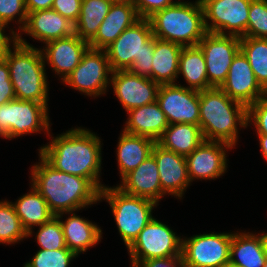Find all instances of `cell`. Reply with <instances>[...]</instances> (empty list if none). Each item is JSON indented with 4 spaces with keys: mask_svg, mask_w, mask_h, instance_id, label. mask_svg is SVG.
I'll list each match as a JSON object with an SVG mask.
<instances>
[{
    "mask_svg": "<svg viewBox=\"0 0 267 267\" xmlns=\"http://www.w3.org/2000/svg\"><path fill=\"white\" fill-rule=\"evenodd\" d=\"M50 136L52 142L40 147L39 154L56 170L87 178L101 191V139L82 127Z\"/></svg>",
    "mask_w": 267,
    "mask_h": 267,
    "instance_id": "obj_1",
    "label": "cell"
},
{
    "mask_svg": "<svg viewBox=\"0 0 267 267\" xmlns=\"http://www.w3.org/2000/svg\"><path fill=\"white\" fill-rule=\"evenodd\" d=\"M39 158L40 162L31 168V184L55 216L79 211L100 201V190L89 179L58 171L40 154Z\"/></svg>",
    "mask_w": 267,
    "mask_h": 267,
    "instance_id": "obj_2",
    "label": "cell"
},
{
    "mask_svg": "<svg viewBox=\"0 0 267 267\" xmlns=\"http://www.w3.org/2000/svg\"><path fill=\"white\" fill-rule=\"evenodd\" d=\"M200 120L204 140L236 146L239 127L247 128V107L228 97L220 88L199 91Z\"/></svg>",
    "mask_w": 267,
    "mask_h": 267,
    "instance_id": "obj_3",
    "label": "cell"
},
{
    "mask_svg": "<svg viewBox=\"0 0 267 267\" xmlns=\"http://www.w3.org/2000/svg\"><path fill=\"white\" fill-rule=\"evenodd\" d=\"M12 47L3 57L9 66L16 99L48 104L49 85L41 48L27 43L19 32Z\"/></svg>",
    "mask_w": 267,
    "mask_h": 267,
    "instance_id": "obj_4",
    "label": "cell"
},
{
    "mask_svg": "<svg viewBox=\"0 0 267 267\" xmlns=\"http://www.w3.org/2000/svg\"><path fill=\"white\" fill-rule=\"evenodd\" d=\"M148 19L154 37L183 47L197 46L207 33L200 0L195 3L176 1Z\"/></svg>",
    "mask_w": 267,
    "mask_h": 267,
    "instance_id": "obj_5",
    "label": "cell"
},
{
    "mask_svg": "<svg viewBox=\"0 0 267 267\" xmlns=\"http://www.w3.org/2000/svg\"><path fill=\"white\" fill-rule=\"evenodd\" d=\"M155 37L149 19L141 18L123 33L105 51L112 71L129 70L151 79Z\"/></svg>",
    "mask_w": 267,
    "mask_h": 267,
    "instance_id": "obj_6",
    "label": "cell"
},
{
    "mask_svg": "<svg viewBox=\"0 0 267 267\" xmlns=\"http://www.w3.org/2000/svg\"><path fill=\"white\" fill-rule=\"evenodd\" d=\"M102 199L112 208L117 229L127 248L153 218V208L158 205L150 199L126 194L117 186H105L100 191V201Z\"/></svg>",
    "mask_w": 267,
    "mask_h": 267,
    "instance_id": "obj_7",
    "label": "cell"
},
{
    "mask_svg": "<svg viewBox=\"0 0 267 267\" xmlns=\"http://www.w3.org/2000/svg\"><path fill=\"white\" fill-rule=\"evenodd\" d=\"M47 105L19 99L0 105V136L12 139L41 130L49 134Z\"/></svg>",
    "mask_w": 267,
    "mask_h": 267,
    "instance_id": "obj_8",
    "label": "cell"
},
{
    "mask_svg": "<svg viewBox=\"0 0 267 267\" xmlns=\"http://www.w3.org/2000/svg\"><path fill=\"white\" fill-rule=\"evenodd\" d=\"M154 217L127 248L132 267L152 258L181 256L182 238Z\"/></svg>",
    "mask_w": 267,
    "mask_h": 267,
    "instance_id": "obj_9",
    "label": "cell"
},
{
    "mask_svg": "<svg viewBox=\"0 0 267 267\" xmlns=\"http://www.w3.org/2000/svg\"><path fill=\"white\" fill-rule=\"evenodd\" d=\"M233 233H204L182 238L181 257L188 267H223L230 261Z\"/></svg>",
    "mask_w": 267,
    "mask_h": 267,
    "instance_id": "obj_10",
    "label": "cell"
},
{
    "mask_svg": "<svg viewBox=\"0 0 267 267\" xmlns=\"http://www.w3.org/2000/svg\"><path fill=\"white\" fill-rule=\"evenodd\" d=\"M112 70L105 50L88 48L64 84L90 97L105 94Z\"/></svg>",
    "mask_w": 267,
    "mask_h": 267,
    "instance_id": "obj_11",
    "label": "cell"
},
{
    "mask_svg": "<svg viewBox=\"0 0 267 267\" xmlns=\"http://www.w3.org/2000/svg\"><path fill=\"white\" fill-rule=\"evenodd\" d=\"M200 1L204 11V24L207 32L237 37H242L245 34L251 0ZM209 20H211L210 23Z\"/></svg>",
    "mask_w": 267,
    "mask_h": 267,
    "instance_id": "obj_12",
    "label": "cell"
},
{
    "mask_svg": "<svg viewBox=\"0 0 267 267\" xmlns=\"http://www.w3.org/2000/svg\"><path fill=\"white\" fill-rule=\"evenodd\" d=\"M198 46L205 58L209 85L220 88L226 80L233 58L240 51V37L207 32Z\"/></svg>",
    "mask_w": 267,
    "mask_h": 267,
    "instance_id": "obj_13",
    "label": "cell"
},
{
    "mask_svg": "<svg viewBox=\"0 0 267 267\" xmlns=\"http://www.w3.org/2000/svg\"><path fill=\"white\" fill-rule=\"evenodd\" d=\"M156 101L170 124L199 125V91L181 84L159 85Z\"/></svg>",
    "mask_w": 267,
    "mask_h": 267,
    "instance_id": "obj_14",
    "label": "cell"
},
{
    "mask_svg": "<svg viewBox=\"0 0 267 267\" xmlns=\"http://www.w3.org/2000/svg\"><path fill=\"white\" fill-rule=\"evenodd\" d=\"M110 76V86L126 112L156 101L159 84L152 79L129 70L112 71Z\"/></svg>",
    "mask_w": 267,
    "mask_h": 267,
    "instance_id": "obj_15",
    "label": "cell"
},
{
    "mask_svg": "<svg viewBox=\"0 0 267 267\" xmlns=\"http://www.w3.org/2000/svg\"><path fill=\"white\" fill-rule=\"evenodd\" d=\"M220 89L247 108L267 96V91L257 81L247 58L241 51L233 58L226 80Z\"/></svg>",
    "mask_w": 267,
    "mask_h": 267,
    "instance_id": "obj_16",
    "label": "cell"
},
{
    "mask_svg": "<svg viewBox=\"0 0 267 267\" xmlns=\"http://www.w3.org/2000/svg\"><path fill=\"white\" fill-rule=\"evenodd\" d=\"M233 147L221 141H204L191 154L186 156L190 181L196 179L214 180L227 170V149Z\"/></svg>",
    "mask_w": 267,
    "mask_h": 267,
    "instance_id": "obj_17",
    "label": "cell"
},
{
    "mask_svg": "<svg viewBox=\"0 0 267 267\" xmlns=\"http://www.w3.org/2000/svg\"><path fill=\"white\" fill-rule=\"evenodd\" d=\"M151 154L156 160L163 193L182 198L184 191L191 184L186 157L163 148L157 142Z\"/></svg>",
    "mask_w": 267,
    "mask_h": 267,
    "instance_id": "obj_18",
    "label": "cell"
},
{
    "mask_svg": "<svg viewBox=\"0 0 267 267\" xmlns=\"http://www.w3.org/2000/svg\"><path fill=\"white\" fill-rule=\"evenodd\" d=\"M41 51L45 63L56 75H61L62 82L81 62L83 54L89 48V43L79 38L75 33L57 40L50 41Z\"/></svg>",
    "mask_w": 267,
    "mask_h": 267,
    "instance_id": "obj_19",
    "label": "cell"
},
{
    "mask_svg": "<svg viewBox=\"0 0 267 267\" xmlns=\"http://www.w3.org/2000/svg\"><path fill=\"white\" fill-rule=\"evenodd\" d=\"M20 31L46 44L74 34L75 24L55 10L47 9L28 13Z\"/></svg>",
    "mask_w": 267,
    "mask_h": 267,
    "instance_id": "obj_20",
    "label": "cell"
},
{
    "mask_svg": "<svg viewBox=\"0 0 267 267\" xmlns=\"http://www.w3.org/2000/svg\"><path fill=\"white\" fill-rule=\"evenodd\" d=\"M140 19L136 7L131 2H114L96 36L89 42V47L105 50L125 29L133 26Z\"/></svg>",
    "mask_w": 267,
    "mask_h": 267,
    "instance_id": "obj_21",
    "label": "cell"
},
{
    "mask_svg": "<svg viewBox=\"0 0 267 267\" xmlns=\"http://www.w3.org/2000/svg\"><path fill=\"white\" fill-rule=\"evenodd\" d=\"M117 185L124 193L150 199L158 204L165 196L161 189L159 170L151 154L136 169L128 173Z\"/></svg>",
    "mask_w": 267,
    "mask_h": 267,
    "instance_id": "obj_22",
    "label": "cell"
},
{
    "mask_svg": "<svg viewBox=\"0 0 267 267\" xmlns=\"http://www.w3.org/2000/svg\"><path fill=\"white\" fill-rule=\"evenodd\" d=\"M262 233H233L229 263L237 267H263L267 258V233Z\"/></svg>",
    "mask_w": 267,
    "mask_h": 267,
    "instance_id": "obj_23",
    "label": "cell"
},
{
    "mask_svg": "<svg viewBox=\"0 0 267 267\" xmlns=\"http://www.w3.org/2000/svg\"><path fill=\"white\" fill-rule=\"evenodd\" d=\"M128 113L123 131L133 135L145 136L157 142L163 135L169 123L157 101Z\"/></svg>",
    "mask_w": 267,
    "mask_h": 267,
    "instance_id": "obj_24",
    "label": "cell"
},
{
    "mask_svg": "<svg viewBox=\"0 0 267 267\" xmlns=\"http://www.w3.org/2000/svg\"><path fill=\"white\" fill-rule=\"evenodd\" d=\"M74 212H63L56 216L61 222L66 247L78 256L101 241L102 230L98 225L77 216ZM66 213L70 216L62 221L61 218Z\"/></svg>",
    "mask_w": 267,
    "mask_h": 267,
    "instance_id": "obj_25",
    "label": "cell"
},
{
    "mask_svg": "<svg viewBox=\"0 0 267 267\" xmlns=\"http://www.w3.org/2000/svg\"><path fill=\"white\" fill-rule=\"evenodd\" d=\"M155 143L148 137L133 135L122 130L116 150L121 180L151 155Z\"/></svg>",
    "mask_w": 267,
    "mask_h": 267,
    "instance_id": "obj_26",
    "label": "cell"
},
{
    "mask_svg": "<svg viewBox=\"0 0 267 267\" xmlns=\"http://www.w3.org/2000/svg\"><path fill=\"white\" fill-rule=\"evenodd\" d=\"M183 46L157 39L153 52L151 79L161 84H175L178 78L179 56Z\"/></svg>",
    "mask_w": 267,
    "mask_h": 267,
    "instance_id": "obj_27",
    "label": "cell"
},
{
    "mask_svg": "<svg viewBox=\"0 0 267 267\" xmlns=\"http://www.w3.org/2000/svg\"><path fill=\"white\" fill-rule=\"evenodd\" d=\"M12 204L28 237L33 233V226H41L55 216L50 211L46 200L32 184L30 192L22 195Z\"/></svg>",
    "mask_w": 267,
    "mask_h": 267,
    "instance_id": "obj_28",
    "label": "cell"
},
{
    "mask_svg": "<svg viewBox=\"0 0 267 267\" xmlns=\"http://www.w3.org/2000/svg\"><path fill=\"white\" fill-rule=\"evenodd\" d=\"M204 141L199 125L170 124L157 143L167 150L186 157Z\"/></svg>",
    "mask_w": 267,
    "mask_h": 267,
    "instance_id": "obj_29",
    "label": "cell"
},
{
    "mask_svg": "<svg viewBox=\"0 0 267 267\" xmlns=\"http://www.w3.org/2000/svg\"><path fill=\"white\" fill-rule=\"evenodd\" d=\"M182 74L188 88L205 90L212 88L207 79L205 58L201 48L197 46L183 47L179 56L178 75Z\"/></svg>",
    "mask_w": 267,
    "mask_h": 267,
    "instance_id": "obj_30",
    "label": "cell"
},
{
    "mask_svg": "<svg viewBox=\"0 0 267 267\" xmlns=\"http://www.w3.org/2000/svg\"><path fill=\"white\" fill-rule=\"evenodd\" d=\"M112 4L110 0H82L80 16L75 23V34L89 43L96 36Z\"/></svg>",
    "mask_w": 267,
    "mask_h": 267,
    "instance_id": "obj_31",
    "label": "cell"
},
{
    "mask_svg": "<svg viewBox=\"0 0 267 267\" xmlns=\"http://www.w3.org/2000/svg\"><path fill=\"white\" fill-rule=\"evenodd\" d=\"M240 51L247 58L257 81L267 91V39L240 37Z\"/></svg>",
    "mask_w": 267,
    "mask_h": 267,
    "instance_id": "obj_32",
    "label": "cell"
},
{
    "mask_svg": "<svg viewBox=\"0 0 267 267\" xmlns=\"http://www.w3.org/2000/svg\"><path fill=\"white\" fill-rule=\"evenodd\" d=\"M12 202L0 201V244H14L27 238Z\"/></svg>",
    "mask_w": 267,
    "mask_h": 267,
    "instance_id": "obj_33",
    "label": "cell"
},
{
    "mask_svg": "<svg viewBox=\"0 0 267 267\" xmlns=\"http://www.w3.org/2000/svg\"><path fill=\"white\" fill-rule=\"evenodd\" d=\"M36 240L40 249L57 250L67 248L61 222L57 216L39 226Z\"/></svg>",
    "mask_w": 267,
    "mask_h": 267,
    "instance_id": "obj_34",
    "label": "cell"
},
{
    "mask_svg": "<svg viewBox=\"0 0 267 267\" xmlns=\"http://www.w3.org/2000/svg\"><path fill=\"white\" fill-rule=\"evenodd\" d=\"M242 37L267 39V0H251L247 29Z\"/></svg>",
    "mask_w": 267,
    "mask_h": 267,
    "instance_id": "obj_35",
    "label": "cell"
},
{
    "mask_svg": "<svg viewBox=\"0 0 267 267\" xmlns=\"http://www.w3.org/2000/svg\"><path fill=\"white\" fill-rule=\"evenodd\" d=\"M78 257L68 248L57 250L39 249L24 267H68L72 259Z\"/></svg>",
    "mask_w": 267,
    "mask_h": 267,
    "instance_id": "obj_36",
    "label": "cell"
},
{
    "mask_svg": "<svg viewBox=\"0 0 267 267\" xmlns=\"http://www.w3.org/2000/svg\"><path fill=\"white\" fill-rule=\"evenodd\" d=\"M25 0H0V22L8 26L17 19L18 29L21 30L27 19ZM17 15V16H16Z\"/></svg>",
    "mask_w": 267,
    "mask_h": 267,
    "instance_id": "obj_37",
    "label": "cell"
},
{
    "mask_svg": "<svg viewBox=\"0 0 267 267\" xmlns=\"http://www.w3.org/2000/svg\"><path fill=\"white\" fill-rule=\"evenodd\" d=\"M248 124L254 123L257 135H267V96L247 108Z\"/></svg>",
    "mask_w": 267,
    "mask_h": 267,
    "instance_id": "obj_38",
    "label": "cell"
},
{
    "mask_svg": "<svg viewBox=\"0 0 267 267\" xmlns=\"http://www.w3.org/2000/svg\"><path fill=\"white\" fill-rule=\"evenodd\" d=\"M16 99L13 84L10 80L9 66L2 56L0 57V105Z\"/></svg>",
    "mask_w": 267,
    "mask_h": 267,
    "instance_id": "obj_39",
    "label": "cell"
},
{
    "mask_svg": "<svg viewBox=\"0 0 267 267\" xmlns=\"http://www.w3.org/2000/svg\"><path fill=\"white\" fill-rule=\"evenodd\" d=\"M140 18L148 19L156 11L162 10L175 3L173 0H131Z\"/></svg>",
    "mask_w": 267,
    "mask_h": 267,
    "instance_id": "obj_40",
    "label": "cell"
},
{
    "mask_svg": "<svg viewBox=\"0 0 267 267\" xmlns=\"http://www.w3.org/2000/svg\"><path fill=\"white\" fill-rule=\"evenodd\" d=\"M82 0H54L52 9L74 24L80 16Z\"/></svg>",
    "mask_w": 267,
    "mask_h": 267,
    "instance_id": "obj_41",
    "label": "cell"
},
{
    "mask_svg": "<svg viewBox=\"0 0 267 267\" xmlns=\"http://www.w3.org/2000/svg\"><path fill=\"white\" fill-rule=\"evenodd\" d=\"M134 267H188L181 256H169L165 258H152L141 261Z\"/></svg>",
    "mask_w": 267,
    "mask_h": 267,
    "instance_id": "obj_42",
    "label": "cell"
},
{
    "mask_svg": "<svg viewBox=\"0 0 267 267\" xmlns=\"http://www.w3.org/2000/svg\"><path fill=\"white\" fill-rule=\"evenodd\" d=\"M6 25L0 22V57L11 47V44L17 41V32L11 31V36H8L5 33ZM12 42V43H11Z\"/></svg>",
    "mask_w": 267,
    "mask_h": 267,
    "instance_id": "obj_43",
    "label": "cell"
},
{
    "mask_svg": "<svg viewBox=\"0 0 267 267\" xmlns=\"http://www.w3.org/2000/svg\"><path fill=\"white\" fill-rule=\"evenodd\" d=\"M54 0H25L27 13L52 9Z\"/></svg>",
    "mask_w": 267,
    "mask_h": 267,
    "instance_id": "obj_44",
    "label": "cell"
},
{
    "mask_svg": "<svg viewBox=\"0 0 267 267\" xmlns=\"http://www.w3.org/2000/svg\"><path fill=\"white\" fill-rule=\"evenodd\" d=\"M262 156L267 161V135H258Z\"/></svg>",
    "mask_w": 267,
    "mask_h": 267,
    "instance_id": "obj_45",
    "label": "cell"
},
{
    "mask_svg": "<svg viewBox=\"0 0 267 267\" xmlns=\"http://www.w3.org/2000/svg\"><path fill=\"white\" fill-rule=\"evenodd\" d=\"M112 1L113 3L114 2H131V0H110Z\"/></svg>",
    "mask_w": 267,
    "mask_h": 267,
    "instance_id": "obj_46",
    "label": "cell"
},
{
    "mask_svg": "<svg viewBox=\"0 0 267 267\" xmlns=\"http://www.w3.org/2000/svg\"><path fill=\"white\" fill-rule=\"evenodd\" d=\"M223 267H237V266L228 263L227 265H225V266H223Z\"/></svg>",
    "mask_w": 267,
    "mask_h": 267,
    "instance_id": "obj_47",
    "label": "cell"
},
{
    "mask_svg": "<svg viewBox=\"0 0 267 267\" xmlns=\"http://www.w3.org/2000/svg\"><path fill=\"white\" fill-rule=\"evenodd\" d=\"M263 267H267V258H266V260H265V264H264Z\"/></svg>",
    "mask_w": 267,
    "mask_h": 267,
    "instance_id": "obj_48",
    "label": "cell"
}]
</instances>
